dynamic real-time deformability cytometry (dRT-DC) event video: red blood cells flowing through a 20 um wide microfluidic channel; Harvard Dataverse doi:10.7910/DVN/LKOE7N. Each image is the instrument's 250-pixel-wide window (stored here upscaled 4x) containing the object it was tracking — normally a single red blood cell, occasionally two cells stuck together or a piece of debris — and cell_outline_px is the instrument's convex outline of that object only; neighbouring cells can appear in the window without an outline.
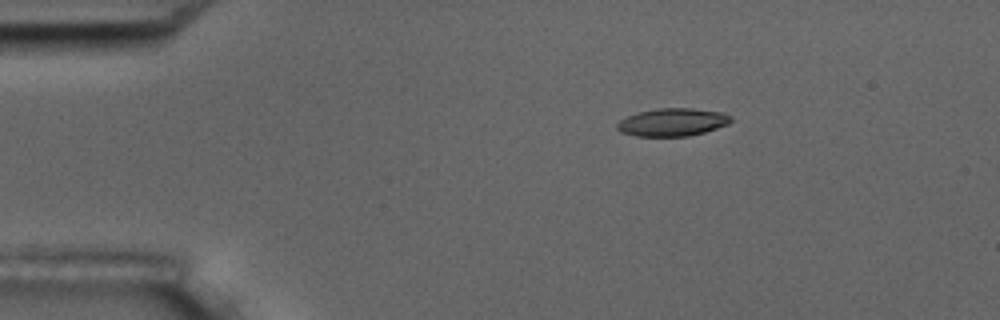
{"species": "common noctule bat (a hibernating species)", "species_latin": "Nyctalus noctula", "temperature_condition": "room temperature", "stored_images_in_passage": 6, "camera_frame_rate_fps": 3000, "um_per_image_px": 0.085, "animal": {"sex": "male", "body_mass_g": 17.5, "forearm_length_mm": 52.3}, "frame": {"image": 1, "passage_image": 6, "time_ms": 6.0, "image_size_px": [1000, 320], "cell_outline_px": [[732, 120], [728, 124], [704, 132], [688, 136], [636, 136], [620, 132], [616, 128], [616, 124], [620, 120], [636, 112], [656, 108], [692, 108], [724, 112], [732, 116]], "centroid_in_image_um": [57.15, 10.37], "position_along_channel_um": 27.8, "area_um2": 18.61}}